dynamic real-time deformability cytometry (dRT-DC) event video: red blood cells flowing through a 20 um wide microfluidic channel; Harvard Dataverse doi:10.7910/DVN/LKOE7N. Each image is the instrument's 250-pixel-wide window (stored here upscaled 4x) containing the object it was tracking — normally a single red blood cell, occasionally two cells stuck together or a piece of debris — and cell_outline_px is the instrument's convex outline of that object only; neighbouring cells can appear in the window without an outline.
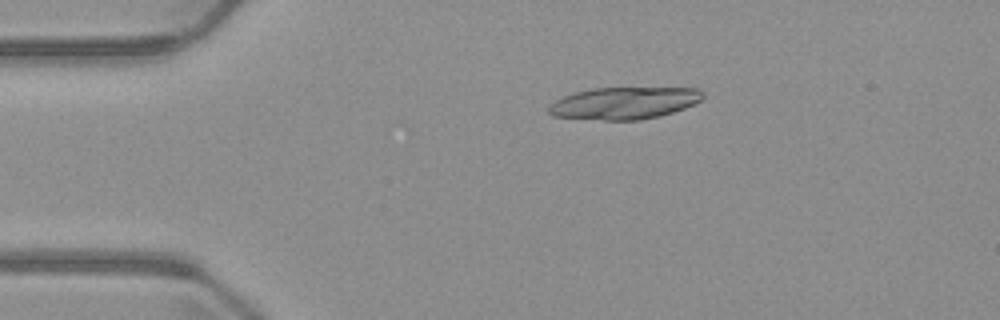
{"species": "common noctule bat (a hibernating species)", "species_latin": "Nyctalus noctula", "temperature_condition": "warm", "stored_images_in_passage": 3, "camera_frame_rate_fps": 3000, "um_per_image_px": 0.085, "animal": {"sex": "male", "body_mass_g": 23.1, "forearm_length_mm": 52.7}, "frame": {"image": 1, "passage_image": 1, "time_ms": 0.0, "image_size_px": [1000, 320], "cell_outline_px": [[704, 96], [700, 100], [684, 108], [660, 116], [640, 120], [604, 120], [552, 116], [548, 112], [548, 108], [556, 100], [564, 96], [576, 92], [592, 88], [700, 88], [704, 92]], "centroid_in_image_um": [53.07, 8.76], "position_along_channel_um": 31.9, "area_um2": 28.67}}